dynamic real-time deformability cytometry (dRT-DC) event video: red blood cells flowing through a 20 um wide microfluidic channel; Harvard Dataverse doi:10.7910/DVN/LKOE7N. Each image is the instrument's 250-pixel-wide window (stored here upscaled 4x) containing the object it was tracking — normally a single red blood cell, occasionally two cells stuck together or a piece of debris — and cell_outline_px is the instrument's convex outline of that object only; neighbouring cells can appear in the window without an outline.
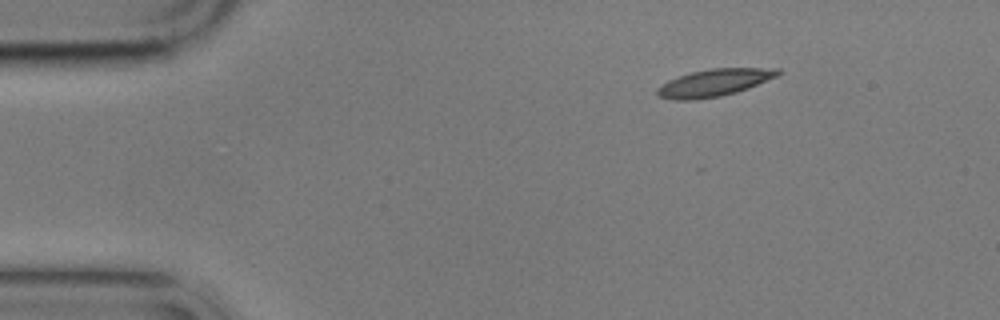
{"species": "common noctule bat (a hibernating species)", "species_latin": "Nyctalus noctula", "temperature_condition": "cold", "stored_images_in_passage": 6, "segment_of_instrument_passage": [2, 2], "camera_frame_rate_fps": 3000, "um_per_image_px": 0.085, "animal": {"sex": "male", "body_mass_g": 17.9}, "frame": {"image": 1, "passage_image": 6, "time_ms": 6.667, "image_size_px": [1000, 320], "cell_outline_px": [[784, 72], [776, 76], [748, 88], [736, 92], [720, 96], [696, 100], [672, 100], [660, 96], [656, 92], [656, 88], [668, 80], [692, 72], [712, 68], [780, 68]], "centroid_in_image_um": [60.71, 7.03], "position_along_channel_um": 24.3, "area_um2": 19.07}}